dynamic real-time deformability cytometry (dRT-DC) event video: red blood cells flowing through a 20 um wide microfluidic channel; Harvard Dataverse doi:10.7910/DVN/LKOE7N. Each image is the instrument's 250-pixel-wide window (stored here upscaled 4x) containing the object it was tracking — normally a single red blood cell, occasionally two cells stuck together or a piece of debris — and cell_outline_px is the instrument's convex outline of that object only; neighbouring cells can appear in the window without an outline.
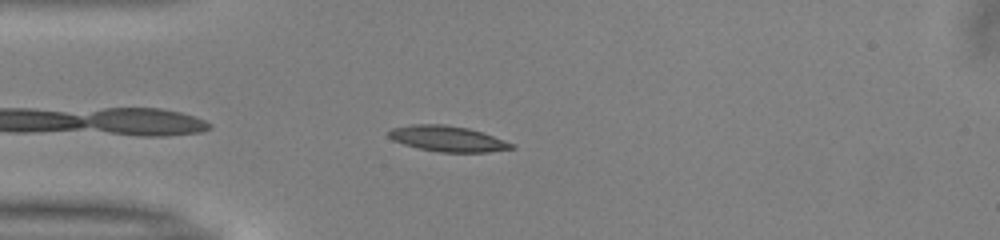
{"species": "common noctule bat (a hibernating species)", "species_latin": "Nyctalus noctula", "temperature_condition": "warm", "stored_images_in_passage": 39, "camera_frame_rate_fps": 3000, "um_per_image_px": 0.085, "animal": {"sex": "male", "body_mass_g": 13.0, "forearm_length_mm": 53.1}, "frame": {"image": 1, "passage_image": 4, "time_ms": 1.0, "image_size_px": [1000, 240], "cell_outline_px": [[516, 148], [488, 152], [440, 152], [420, 148], [404, 144], [392, 140], [388, 136], [388, 132], [392, 128], [412, 124], [444, 124], [468, 128], [484, 132], [516, 144]], "centroid_in_image_um": [38.09, 11.78], "position_along_channel_um": 46.9, "area_um2": 18.5}}
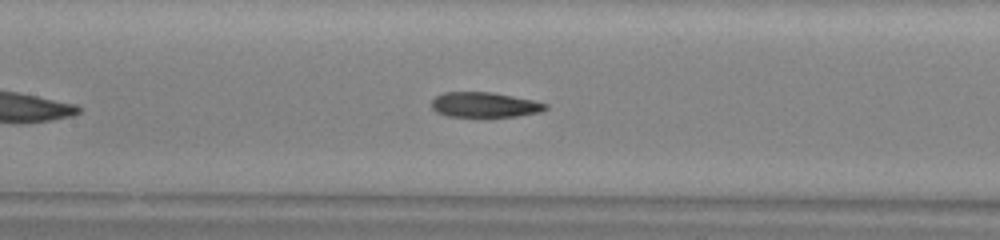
{"frame": {"image": 2, "passage_image": 14, "time_ms": 4.333, "image_size_px": [1000, 240], "cell_outline_px": [[548, 108], [540, 112], [516, 116], [448, 116], [436, 112], [432, 108], [432, 100], [436, 96], [444, 92], [492, 92], [532, 100], [548, 104]], "centroid_in_image_um": [41.18, 8.9], "position_along_channel_um": 166.2, "area_um2": 16.47}}
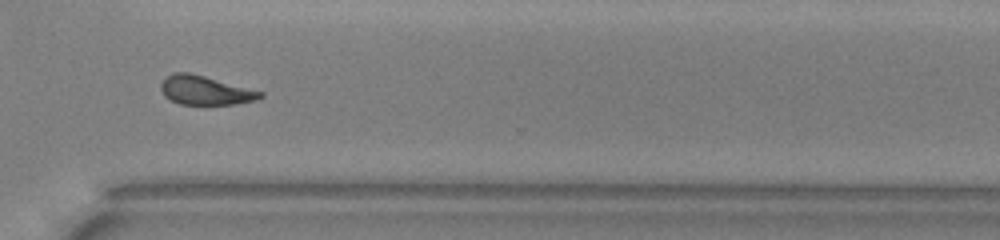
{"frame": {"image": 3, "passage_image": 28, "time_ms": 9.0, "image_size_px": [1000, 240], "cell_outline_px": [[264, 96], [256, 100], [236, 104], [180, 104], [164, 96], [160, 88], [160, 84], [164, 76], [172, 72], [188, 72], [204, 76], [264, 92]], "centroid_in_image_um": [17.42, 7.67], "position_along_channel_um": 353.2, "area_um2": 16.82}, "authors_computed_cell_mechanics": {"area_um2": 17.7446, "velocity_mm_per_s": 4.0098, "shape_relaxation_time_tau1_ms": 6.0345, "shape_relaxation_time_tau2_ms": 3.6342, "deformation_change_tau1": 0.1858, "deformation_change_tau2": 0.122}}